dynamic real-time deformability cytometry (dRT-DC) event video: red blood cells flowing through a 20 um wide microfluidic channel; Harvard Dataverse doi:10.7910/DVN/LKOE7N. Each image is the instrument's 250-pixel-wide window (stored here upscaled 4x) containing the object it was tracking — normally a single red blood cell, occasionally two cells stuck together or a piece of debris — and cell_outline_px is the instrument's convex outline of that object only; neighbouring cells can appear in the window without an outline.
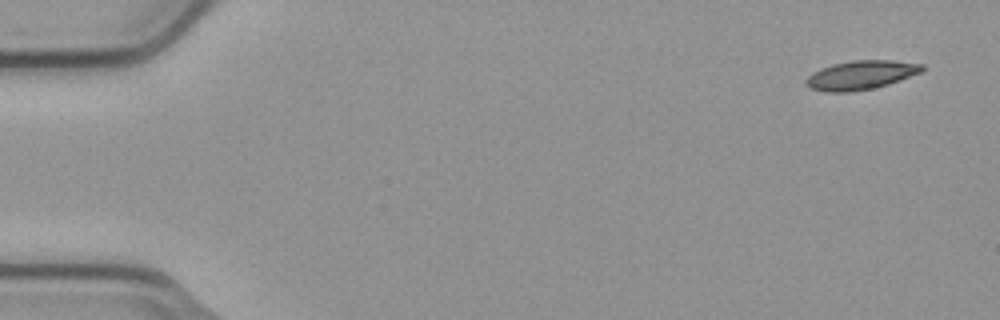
{"species": "common noctule bat (a hibernating species)", "species_latin": "Nyctalus noctula", "temperature_condition": "cold", "stored_images_in_passage": 42, "camera_frame_rate_fps": 3000, "um_per_image_px": 0.085, "animal": {"sex": "male", "body_mass_g": 23.1, "forearm_length_mm": 52.7}, "frame": {"image": 1, "passage_image": 1, "time_ms": 0.0, "image_size_px": [1000, 320], "cell_outline_px": [[924, 68], [920, 72], [888, 84], [872, 88], [852, 92], [824, 92], [812, 88], [804, 84], [804, 80], [808, 76], [820, 68], [832, 64], [852, 60], [892, 60], [924, 64]], "centroid_in_image_um": [73.13, 6.37], "position_along_channel_um": 11.9, "area_um2": 19.54}}
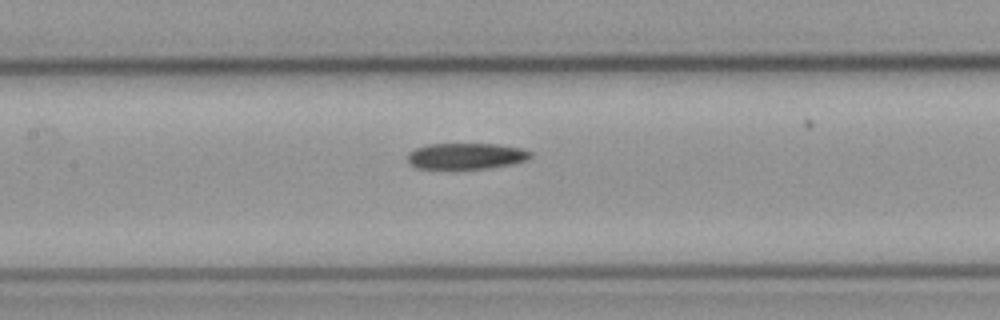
{"frame": {"image": 2, "passage_image": 24, "time_ms": 7.667, "image_size_px": [1000, 320], "cell_outline_px": [[532, 156], [524, 160], [512, 164], [488, 168], [416, 168], [408, 160], [408, 152], [416, 148], [428, 144], [496, 144], [524, 148], [532, 152]], "centroid_in_image_um": [39.65, 13.25], "position_along_channel_um": 167.8, "area_um2": 18.55}}
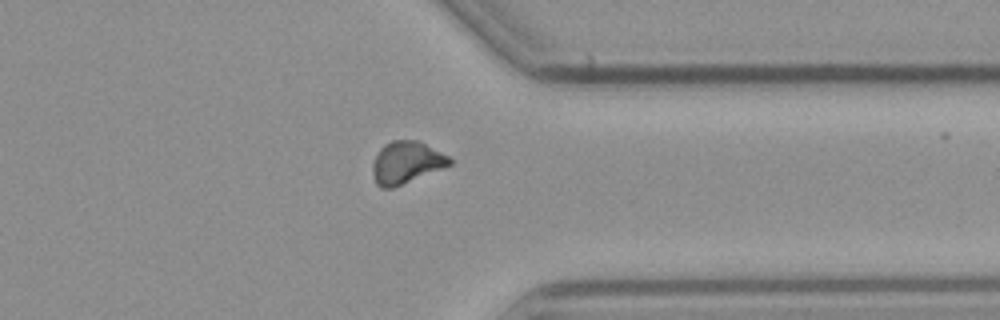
{"frame": {"image": 3, "passage_image": 41, "time_ms": 13.333, "image_size_px": [1000, 320], "cell_outline_px": [[452, 164], [392, 188], [380, 188], [376, 184], [372, 172], [372, 164], [380, 148], [384, 144], [392, 140], [416, 140], [448, 156], [452, 160]], "centroid_in_image_um": [34.49, 13.82], "position_along_channel_um": 376.9, "area_um2": 18.61}}